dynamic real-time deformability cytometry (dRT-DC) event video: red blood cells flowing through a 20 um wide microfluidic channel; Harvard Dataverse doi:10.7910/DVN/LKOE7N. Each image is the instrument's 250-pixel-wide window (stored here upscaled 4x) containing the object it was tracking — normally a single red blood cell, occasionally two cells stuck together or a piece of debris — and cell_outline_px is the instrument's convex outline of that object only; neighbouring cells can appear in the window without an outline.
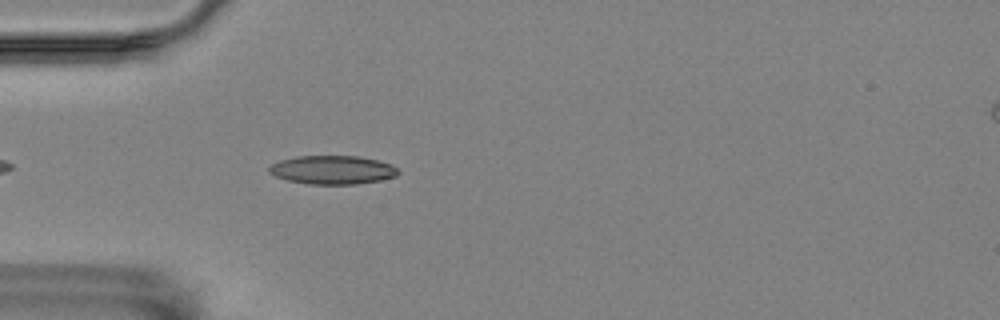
{"species": "Egyptian fruit bat (a non-hibernating species)", "species_latin": "Rousettus aegyptiacus", "temperature_condition": "room temperature", "stored_images_in_passage": 45, "camera_frame_rate_fps": 3000, "um_per_image_px": 0.085, "animal": {"sex": "female"}, "frame": {"image": 1, "passage_image": 5, "time_ms": 1.333, "image_size_px": [1000, 320], "cell_outline_px": [[400, 172], [396, 176], [380, 180], [356, 184], [308, 184], [288, 180], [276, 176], [268, 172], [268, 168], [272, 164], [280, 160], [296, 156], [360, 156], [392, 164]], "centroid_in_image_um": [28.26, 14.43], "position_along_channel_um": 56.7, "area_um2": 21.5}}
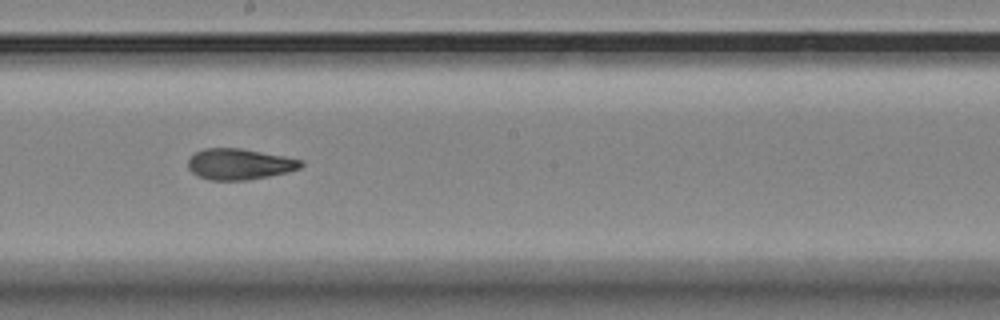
{"frame": {"image": 2, "passage_image": 20, "time_ms": 6.333, "image_size_px": [1000, 320], "cell_outline_px": [[304, 164], [300, 168], [288, 172], [248, 180], [208, 180], [196, 176], [188, 168], [188, 156], [204, 148], [240, 148], [284, 156], [300, 160]], "centroid_in_image_um": [20.3, 13.95], "position_along_channel_um": 227.9, "area_um2": 20.46}}
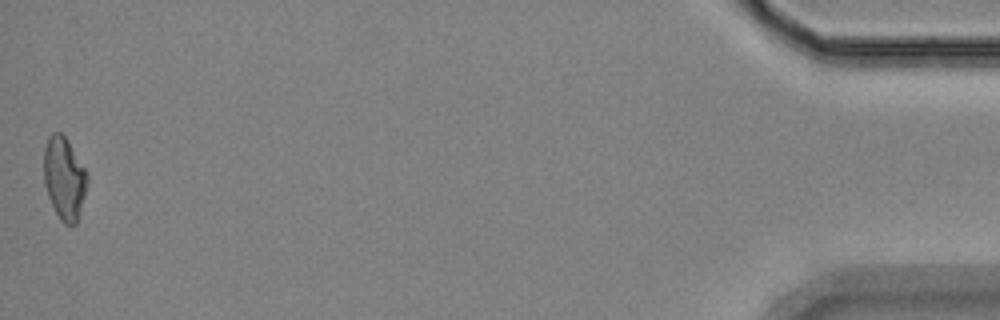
{"frame": {"image": 3, "passage_image": 45, "time_ms": 14.667, "image_size_px": [1000, 320], "cell_outline_px": [[88, 180], [76, 224], [64, 224], [60, 220], [48, 196], [44, 184], [44, 148], [48, 136], [52, 132], [60, 132], [64, 136], [88, 172]], "centroid_in_image_um": [5.45, 15.13], "position_along_channel_um": 429.8, "area_um2": 20.69}, "authors_computed_cell_mechanics": {"area_um2": 20.6346, "velocity_mm_per_s": 3.5089, "shape_relaxation_time_tau1_ms": 9.4377, "shape_relaxation_time_tau2_ms": 3.3637, "deformation_change_tau1": 0.2016, "deformation_change_tau2": 0.0961}}